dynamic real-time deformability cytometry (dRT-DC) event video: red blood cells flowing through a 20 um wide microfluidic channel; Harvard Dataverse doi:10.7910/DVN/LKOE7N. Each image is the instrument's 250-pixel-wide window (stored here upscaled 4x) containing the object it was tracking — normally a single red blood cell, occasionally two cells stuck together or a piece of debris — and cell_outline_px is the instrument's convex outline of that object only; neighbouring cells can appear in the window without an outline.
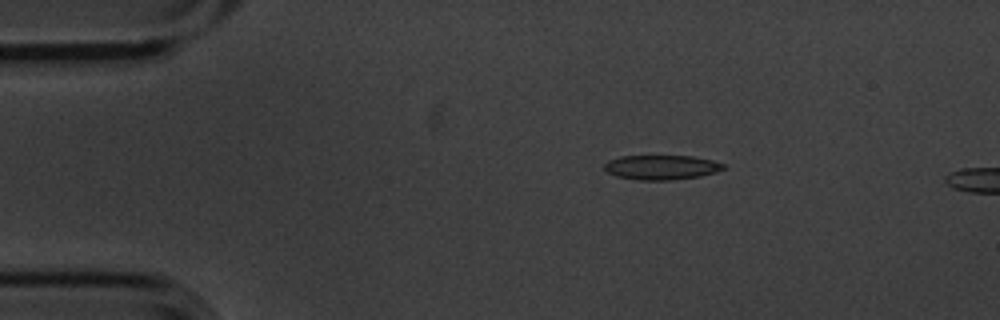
{"species": "common noctule bat (a hibernating species)", "species_latin": "Nyctalus noctula", "temperature_condition": "cold", "stored_images_in_passage": 4, "camera_frame_rate_fps": 3000, "um_per_image_px": 0.085, "animal": {"sex": "male", "body_mass_g": 20.1, "forearm_length_mm": 53.5}, "frame": {"image": 1, "passage_image": 3, "time_ms": 0.667, "image_size_px": [1000, 320], "cell_outline_px": [[724, 168], [716, 172], [700, 176], [668, 180], [640, 180], [616, 176], [608, 172], [604, 168], [604, 164], [608, 160], [620, 156], [692, 156], [712, 160], [724, 164]], "centroid_in_image_um": [56.2, 14.22], "position_along_channel_um": 28.8, "area_um2": 16.94}}